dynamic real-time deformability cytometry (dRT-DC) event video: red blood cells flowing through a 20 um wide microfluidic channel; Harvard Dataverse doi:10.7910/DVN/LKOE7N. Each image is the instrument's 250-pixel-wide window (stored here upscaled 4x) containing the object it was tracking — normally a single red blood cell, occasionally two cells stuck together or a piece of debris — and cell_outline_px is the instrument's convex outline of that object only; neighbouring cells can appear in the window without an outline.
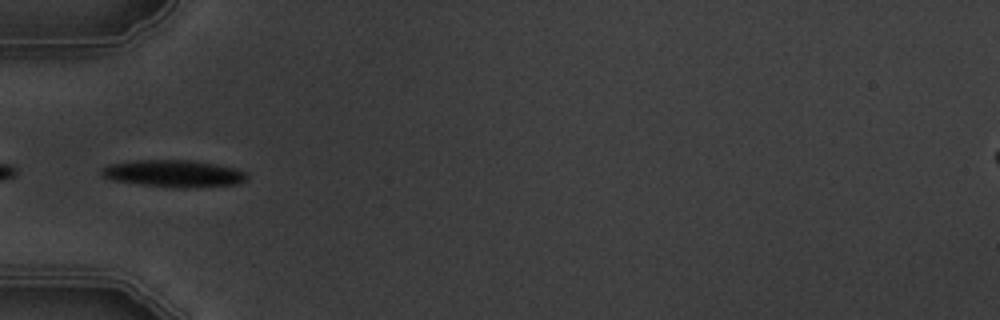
{"species": "common noctule bat (a hibernating species)", "species_latin": "Nyctalus noctula", "temperature_condition": "warm", "stored_images_in_passage": 7, "camera_frame_rate_fps": 3000, "um_per_image_px": 0.085, "animal": {"sex": "male", "body_mass_g": 19.5, "forearm_length_mm": 54.6}, "frame": {"image": 1, "passage_image": 5, "time_ms": 4.667, "image_size_px": [1000, 320], "cell_outline_px": [[248, 180], [236, 184], [184, 188], [180, 188], [144, 184], [112, 180], [104, 176], [100, 172], [100, 168], [108, 164], [136, 160], [188, 160], [216, 164], [236, 168], [248, 172]], "centroid_in_image_um": [14.8, 14.74], "position_along_channel_um": 70.2, "area_um2": 22.89}}
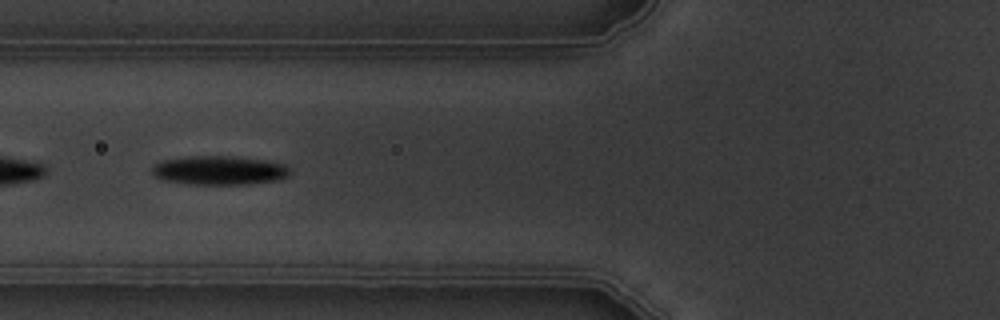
{"frame": {"image": 2, "passage_image": 6, "time_ms": 5.667, "image_size_px": [1000, 320], "cell_outline_px": [[288, 176], [280, 180], [244, 184], [188, 184], [164, 180], [156, 176], [152, 172], [152, 168], [156, 164], [164, 160], [188, 156], [232, 156], [264, 160], [284, 164], [288, 168]], "centroid_in_image_um": [18.64, 14.48], "position_along_channel_um": 107.2, "area_um2": 23.06}}
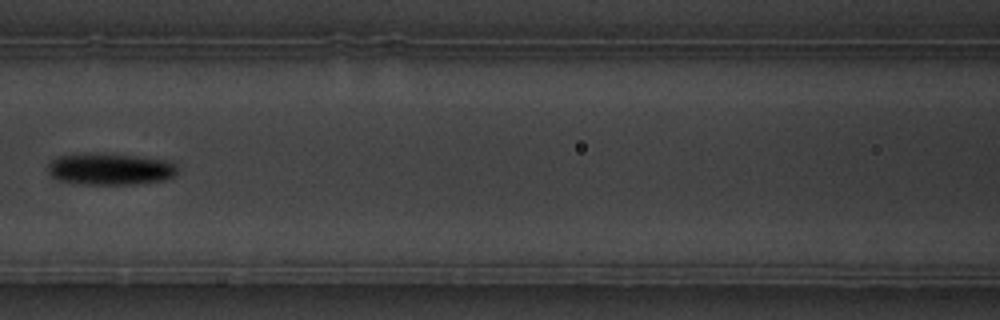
{"frame": {"image": 3, "passage_image": 7, "time_ms": 7.0, "image_size_px": [1000, 320], "cell_outline_px": [[176, 176], [164, 180], [132, 184], [76, 184], [56, 180], [48, 172], [48, 164], [56, 156], [128, 156], [164, 160], [176, 164]], "centroid_in_image_um": [9.35, 14.43], "position_along_channel_um": 157.2, "area_um2": 22.89}}